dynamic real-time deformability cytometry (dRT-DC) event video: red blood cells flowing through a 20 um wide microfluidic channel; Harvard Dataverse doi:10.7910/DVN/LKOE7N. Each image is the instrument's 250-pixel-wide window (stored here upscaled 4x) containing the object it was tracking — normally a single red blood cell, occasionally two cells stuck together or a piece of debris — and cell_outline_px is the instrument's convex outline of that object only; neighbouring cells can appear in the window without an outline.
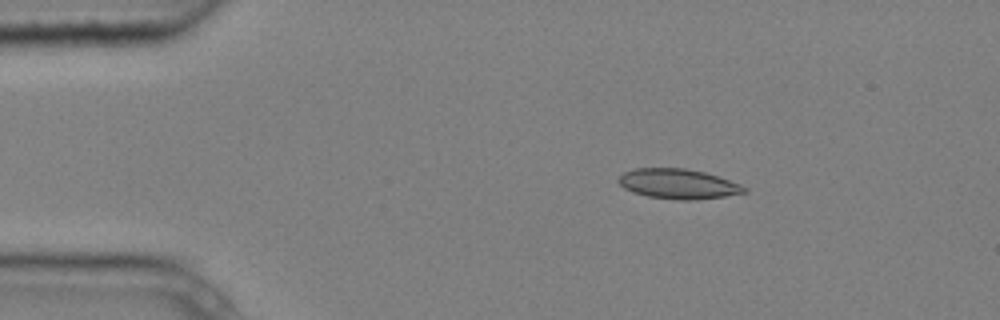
{"species": "common noctule bat (a hibernating species)", "species_latin": "Nyctalus noctula", "temperature_condition": "cold", "stored_images_in_passage": 5, "camera_frame_rate_fps": 3000, "um_per_image_px": 0.085, "animal": {"sex": "male", "body_mass_g": 20.4}, "frame": {"image": 1, "passage_image": 3, "time_ms": 0.667, "image_size_px": [1000, 320], "cell_outline_px": [[748, 192], [724, 196], [696, 200], [680, 200], [648, 196], [632, 192], [624, 188], [616, 180], [624, 172], [632, 168], [684, 168], [704, 172], [740, 184], [748, 188]], "centroid_in_image_um": [57.63, 15.63], "position_along_channel_um": 27.4, "area_um2": 21.91}}
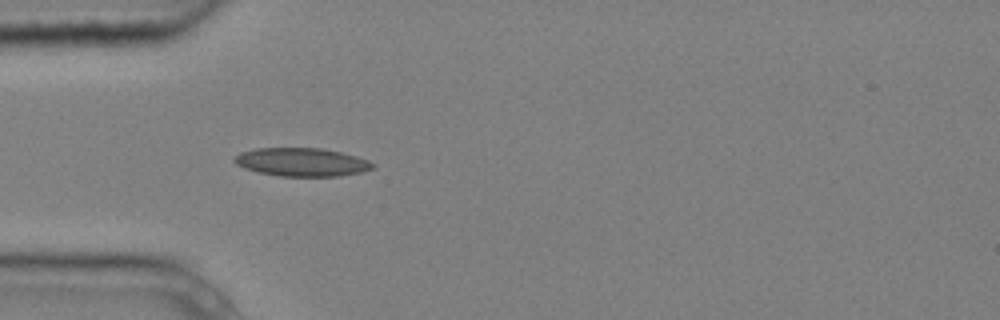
{"frame": {"image": 2, "passage_image": 5, "time_ms": 1.333, "image_size_px": [1000, 320], "cell_outline_px": [[376, 168], [360, 172], [336, 176], [280, 176], [260, 172], [244, 168], [236, 164], [232, 160], [240, 152], [256, 148], [320, 148], [340, 152], [356, 156], [368, 160], [376, 164]], "centroid_in_image_um": [25.66, 13.77], "position_along_channel_um": 59.3, "area_um2": 22.77}}